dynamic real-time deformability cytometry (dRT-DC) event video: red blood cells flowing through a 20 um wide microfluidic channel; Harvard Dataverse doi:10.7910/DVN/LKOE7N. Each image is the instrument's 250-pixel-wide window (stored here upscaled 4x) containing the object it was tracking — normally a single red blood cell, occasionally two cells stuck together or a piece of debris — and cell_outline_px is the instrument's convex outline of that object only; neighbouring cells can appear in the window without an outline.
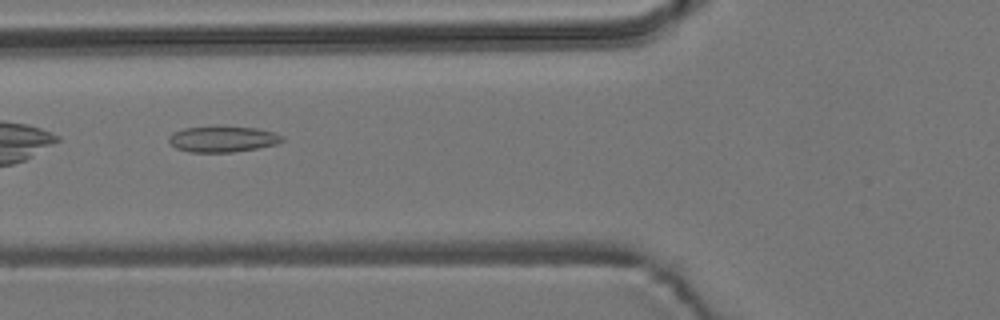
{"species": "common noctule bat (a hibernating species)", "species_latin": "Nyctalus noctula", "temperature_condition": "room temperature", "stored_images_in_passage": 2, "camera_frame_rate_fps": 3000, "um_per_image_px": 0.085, "animal": {"sex": "male", "body_mass_g": 19.2, "forearm_length_mm": 51.8}, "frame": {"image": 1, "passage_image": 2, "time_ms": 1.333, "image_size_px": [1000, 320], "cell_outline_px": [[284, 140], [276, 144], [256, 148], [232, 152], [188, 152], [176, 148], [168, 140], [168, 136], [172, 132], [184, 128], [220, 124], [256, 128], [276, 132], [284, 136]], "centroid_in_image_um": [18.92, 11.78], "position_along_channel_um": 106.9, "area_um2": 17.74}}